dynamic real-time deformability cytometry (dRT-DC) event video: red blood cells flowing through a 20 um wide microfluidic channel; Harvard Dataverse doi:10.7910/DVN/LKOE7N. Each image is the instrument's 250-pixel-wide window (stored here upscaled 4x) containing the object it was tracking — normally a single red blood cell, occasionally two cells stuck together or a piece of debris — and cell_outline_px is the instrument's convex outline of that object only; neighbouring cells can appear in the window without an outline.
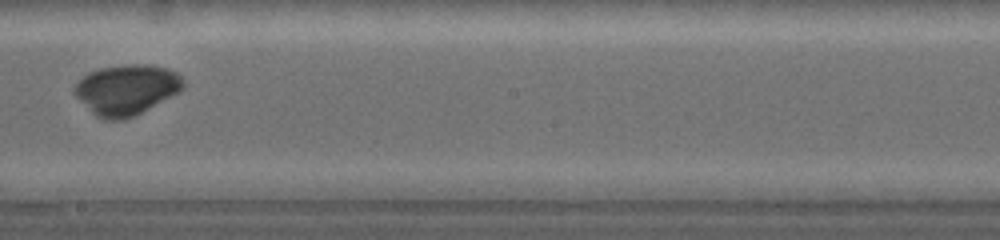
{"species": "common noctule bat (a hibernating species)", "species_latin": "Nyctalus noctula", "temperature_condition": "warm", "stored_images_in_passage": 14, "camera_frame_rate_fps": 5000, "um_per_image_px": 0.085, "animal": {"sex": "female", "body_mass_g": 19.0, "forearm_length_mm": 53.3}, "frame": {"image": 1, "passage_image": 10, "time_ms": 4.2, "image_size_px": [1000, 240], "cell_outline_px": [[184, 88], [180, 92], [124, 120], [100, 120], [72, 92], [72, 88], [88, 72], [100, 68], [124, 64], [144, 64], [168, 68], [176, 72], [180, 76], [184, 84]], "centroid_in_image_um": [10.74, 7.61], "position_along_channel_um": 237.5, "area_um2": 31.79}}
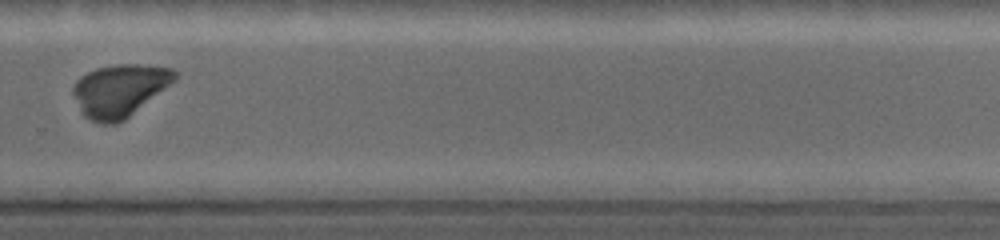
{"frame": {"image": 2, "passage_image": 12, "time_ms": 6.0, "image_size_px": [1000, 240], "cell_outline_px": [[176, 80], [124, 120], [116, 124], [100, 124], [88, 120], [84, 116], [72, 92], [72, 88], [76, 80], [80, 76], [96, 68], [116, 64], [140, 64], [172, 68], [176, 72]], "centroid_in_image_um": [10.15, 7.68], "position_along_channel_um": 319.7, "area_um2": 31.04}}